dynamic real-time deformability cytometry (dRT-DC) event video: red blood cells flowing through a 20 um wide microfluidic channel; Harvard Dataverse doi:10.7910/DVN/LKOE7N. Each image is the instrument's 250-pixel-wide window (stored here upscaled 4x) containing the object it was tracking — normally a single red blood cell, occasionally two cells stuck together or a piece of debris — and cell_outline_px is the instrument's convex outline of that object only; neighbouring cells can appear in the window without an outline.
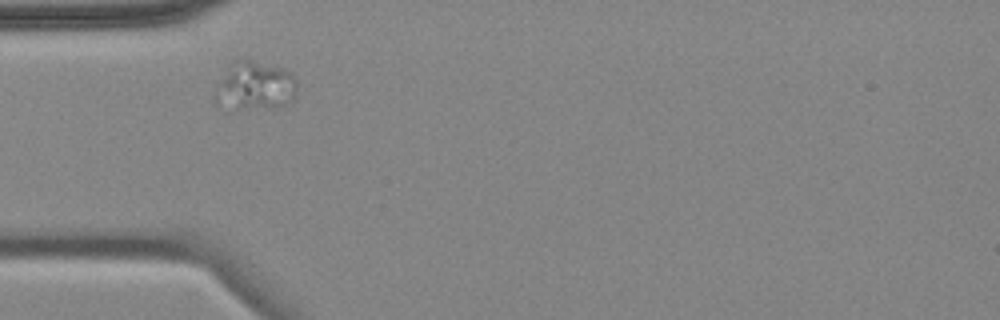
{"species": "common noctule bat (a hibernating species)", "species_latin": "Nyctalus noctula", "temperature_condition": "cold", "stored_images_in_passage": 2, "camera_frame_rate_fps": 3000, "um_per_image_px": 0.085, "animal": {"sex": "female", "body_mass_g": 18.4}, "frame": {"image": 1, "passage_image": 1, "time_ms": 0.0, "image_size_px": [1000, 320], "cell_outline_px": [[296, 96], [292, 100], [284, 104], [232, 112], [224, 92], [224, 80], [228, 72], [236, 60], [240, 56], [280, 68], [288, 72], [296, 80]], "centroid_in_image_um": [21.89, 7.27], "position_along_channel_um": 63.1, "area_um2": 21.15}}
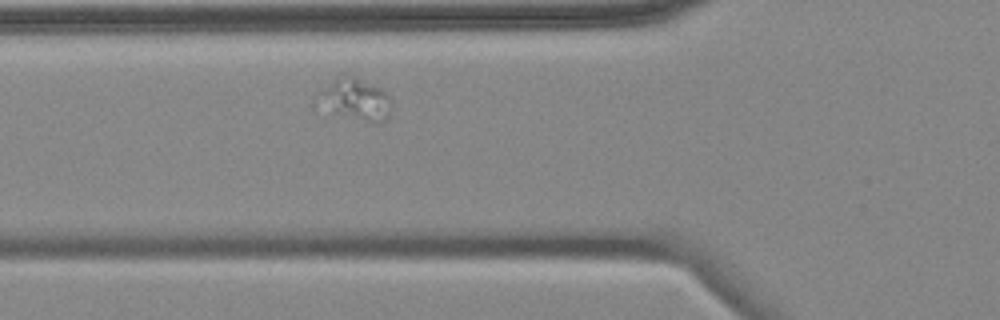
{"frame": {"image": 2, "passage_image": 2, "time_ms": 1.0, "image_size_px": [1000, 320], "cell_outline_px": [[392, 104], [388, 116], [384, 120], [364, 120], [336, 112], [320, 96], [320, 92], [340, 72], [348, 72], [388, 92], [392, 100]], "centroid_in_image_um": [30.34, 8.32], "position_along_channel_um": 95.5, "area_um2": 16.94}}